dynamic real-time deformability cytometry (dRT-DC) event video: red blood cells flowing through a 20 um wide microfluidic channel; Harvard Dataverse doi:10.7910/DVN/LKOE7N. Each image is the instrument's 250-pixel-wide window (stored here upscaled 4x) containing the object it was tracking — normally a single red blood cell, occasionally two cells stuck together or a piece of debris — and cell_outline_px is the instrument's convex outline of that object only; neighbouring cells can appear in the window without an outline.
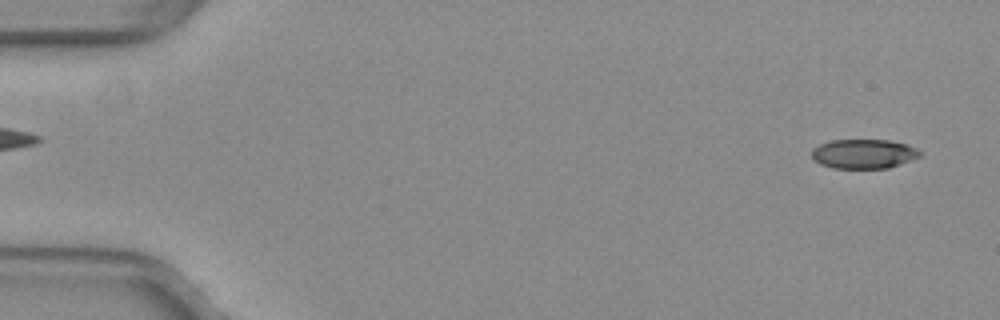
{"species": "common noctule bat (a hibernating species)", "species_latin": "Nyctalus noctula", "temperature_condition": "warm", "stored_images_in_passage": 51, "camera_frame_rate_fps": 3000, "um_per_image_px": 0.085, "animal": {"sex": "female", "body_mass_g": 29.2, "forearm_length_mm": 56.3}, "frame": {"image": 1, "passage_image": 2, "time_ms": 0.333, "image_size_px": [1000, 320], "cell_outline_px": [[920, 156], [900, 164], [888, 168], [832, 168], [820, 164], [812, 156], [812, 148], [820, 144], [832, 140], [888, 140], [908, 144], [916, 148], [920, 152]], "centroid_in_image_um": [73.41, 13.07], "position_along_channel_um": 11.6, "area_um2": 18.44}}
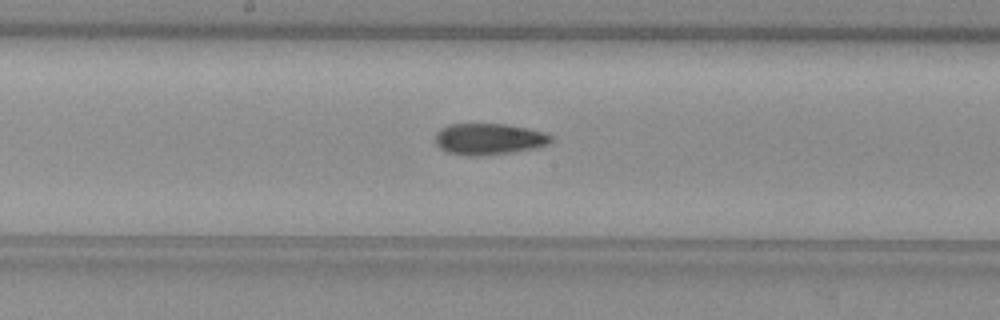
{"frame": {"image": 2, "passage_image": 27, "time_ms": 8.667, "image_size_px": [1000, 320], "cell_outline_px": [[552, 140], [548, 144], [536, 148], [512, 152], [484, 156], [468, 156], [448, 152], [440, 148], [436, 144], [436, 132], [440, 128], [448, 124], [504, 124], [544, 132], [552, 136]], "centroid_in_image_um": [41.53, 11.83], "position_along_channel_um": 206.7, "area_um2": 21.15}}
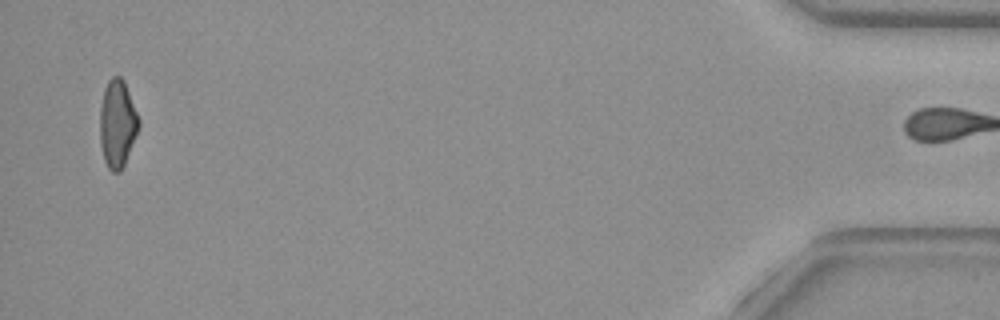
{"frame": {"image": 3, "passage_image": 50, "time_ms": 16.333, "image_size_px": [1000, 320], "cell_outline_px": [[140, 124], [124, 164], [120, 172], [112, 172], [108, 168], [104, 160], [100, 144], [100, 108], [104, 88], [108, 80], [112, 76], [120, 76], [124, 80], [140, 120]], "centroid_in_image_um": [9.96, 10.49], "position_along_channel_um": 425.2, "area_um2": 19.77}, "authors_computed_cell_mechanics": {"area_um2": 20.3456, "velocity_mm_per_s": 4.0122, "shape_relaxation_time_tau1_ms": null, "shape_relaxation_time_tau2_ms": 2.8021, "deformation_change_tau1": null, "deformation_change_tau2": 0.1026}}